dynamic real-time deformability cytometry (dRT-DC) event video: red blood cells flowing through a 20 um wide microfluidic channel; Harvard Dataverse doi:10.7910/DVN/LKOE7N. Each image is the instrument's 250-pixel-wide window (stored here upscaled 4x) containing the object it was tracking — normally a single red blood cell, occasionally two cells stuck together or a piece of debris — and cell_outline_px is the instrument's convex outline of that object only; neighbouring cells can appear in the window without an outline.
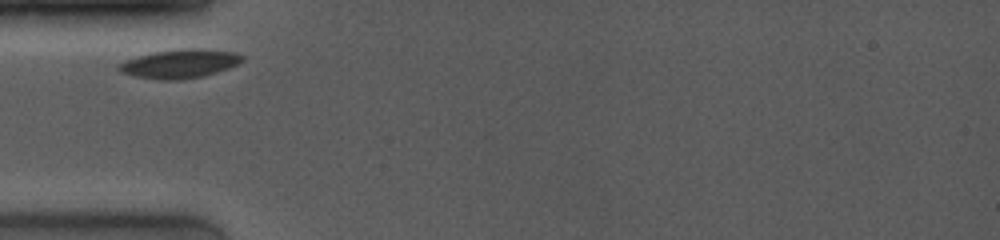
{"species": "common noctule bat (a hibernating species)", "species_latin": "Nyctalus noctula", "temperature_condition": "room temperature", "stored_images_in_passage": 33, "camera_frame_rate_fps": 4000, "um_per_image_px": 0.085, "animal": {"sex": "female", "body_mass_g": 19.0, "forearm_length_mm": 53.3}, "frame": {"image": 1, "passage_image": 2, "time_ms": 0.5, "image_size_px": [1000, 240], "cell_outline_px": [[244, 60], [228, 68], [216, 72], [200, 76], [180, 80], [160, 80], [132, 76], [120, 72], [116, 68], [116, 64], [136, 56], [156, 52], [184, 48], [200, 48], [236, 52], [244, 56]], "centroid_in_image_um": [15.24, 5.41], "position_along_channel_um": 69.8, "area_um2": 20.81}}
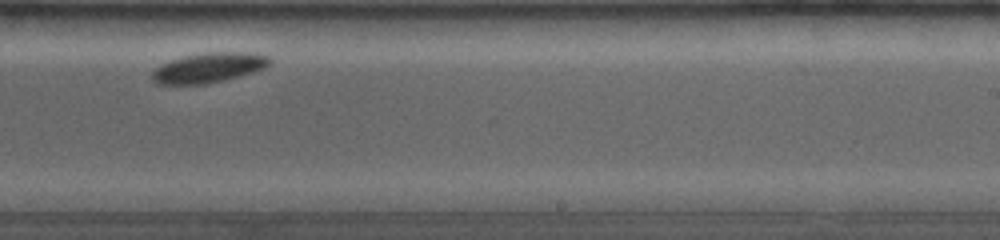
{"frame": {"image": 2, "passage_image": 21, "time_ms": 6.0, "image_size_px": [1000, 240], "cell_outline_px": [[272, 64], [264, 68], [252, 72], [224, 80], [204, 84], [156, 84], [152, 80], [152, 72], [160, 64], [184, 56], [208, 52], [252, 52], [268, 56], [272, 60]], "centroid_in_image_um": [17.76, 5.75], "position_along_channel_um": 271.2, "area_um2": 20.46}}
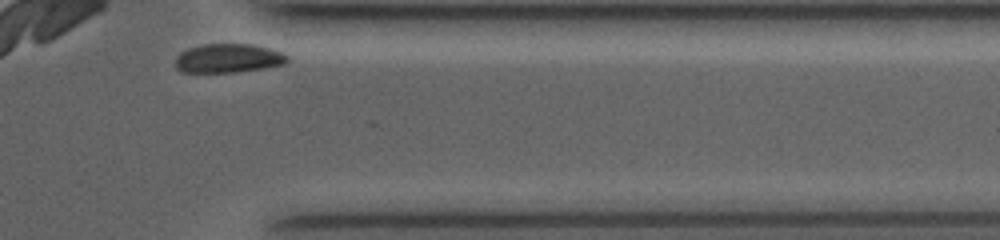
{"frame": {"image": 3, "passage_image": 32, "time_ms": 9.25, "image_size_px": [1000, 240], "cell_outline_px": [[288, 60], [284, 64], [264, 68], [236, 72], [180, 72], [176, 68], [176, 56], [180, 52], [188, 48], [204, 44], [252, 44], [268, 48], [280, 52], [288, 56]], "centroid_in_image_um": [19.37, 4.95], "position_along_channel_um": 392.0, "area_um2": 18.84}, "authors_computed_cell_mechanics": {"area_um2": 20.4034, "velocity_mm_per_s": 3.6722, "shape_relaxation_time_tau1_ms": 7.2777, "shape_relaxation_time_tau2_ms": null, "deformation_change_tau1": 0.1078, "deformation_change_tau2": null}}